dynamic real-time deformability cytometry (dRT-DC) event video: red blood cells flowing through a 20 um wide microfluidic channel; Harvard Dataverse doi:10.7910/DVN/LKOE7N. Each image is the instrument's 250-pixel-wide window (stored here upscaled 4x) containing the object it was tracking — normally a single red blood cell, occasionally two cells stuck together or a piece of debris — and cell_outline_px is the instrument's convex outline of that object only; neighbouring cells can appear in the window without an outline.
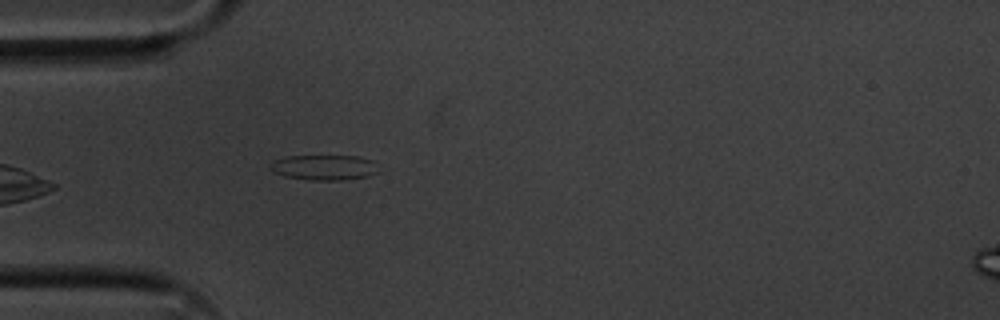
{"species": "common noctule bat (a hibernating species)", "species_latin": "Nyctalus noctula", "temperature_condition": "cold", "stored_images_in_passage": 6, "camera_frame_rate_fps": 3000, "um_per_image_px": 0.085, "animal": {"sex": "male", "body_mass_g": 20.1, "forearm_length_mm": 53.5}, "frame": {"image": 1, "passage_image": 6, "time_ms": 1.667, "image_size_px": [1000, 320], "cell_outline_px": [[380, 172], [368, 176], [340, 180], [308, 180], [284, 176], [272, 172], [268, 168], [268, 164], [272, 160], [288, 156], [356, 156], [372, 160]], "centroid_in_image_um": [27.49, 14.23], "position_along_channel_um": 57.5, "area_um2": 16.13}}